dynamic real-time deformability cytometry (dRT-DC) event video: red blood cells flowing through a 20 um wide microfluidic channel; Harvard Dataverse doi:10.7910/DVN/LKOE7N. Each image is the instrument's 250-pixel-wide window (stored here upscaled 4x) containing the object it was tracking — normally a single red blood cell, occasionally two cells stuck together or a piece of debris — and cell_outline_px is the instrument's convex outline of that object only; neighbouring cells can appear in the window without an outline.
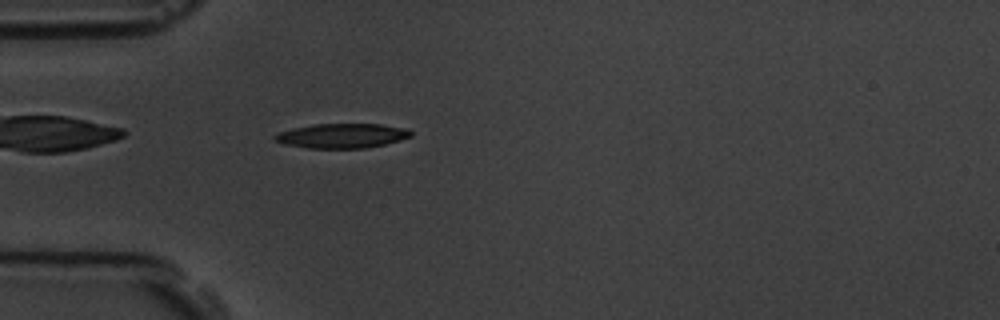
{"species": "common noctule bat (a hibernating species)", "species_latin": "Nyctalus noctula", "temperature_condition": "room temperature", "stored_images_in_passage": 45, "camera_frame_rate_fps": 3000, "um_per_image_px": 0.085, "animal": {"sex": "male", "body_mass_g": 19.5, "forearm_length_mm": 54.6}, "frame": {"image": 1, "passage_image": 4, "time_ms": 1.0, "image_size_px": [1000, 320], "cell_outline_px": [[412, 136], [400, 140], [384, 144], [364, 148], [308, 148], [284, 144], [276, 140], [272, 136], [276, 132], [292, 128], [312, 124], [380, 124], [404, 128], [412, 132]], "centroid_in_image_um": [29.02, 11.53], "position_along_channel_um": 56.0, "area_um2": 19.48}}
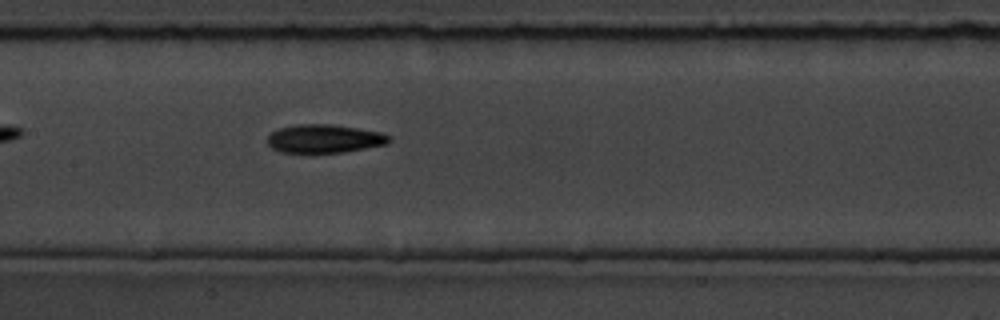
{"frame": {"image": 2, "passage_image": 15, "time_ms": 4.667, "image_size_px": [1000, 320], "cell_outline_px": [[392, 140], [388, 144], [344, 152], [280, 152], [272, 148], [268, 144], [268, 136], [272, 132], [280, 128], [296, 124], [332, 124], [380, 132], [388, 136]], "centroid_in_image_um": [27.57, 11.78], "position_along_channel_um": 179.8, "area_um2": 20.0}}
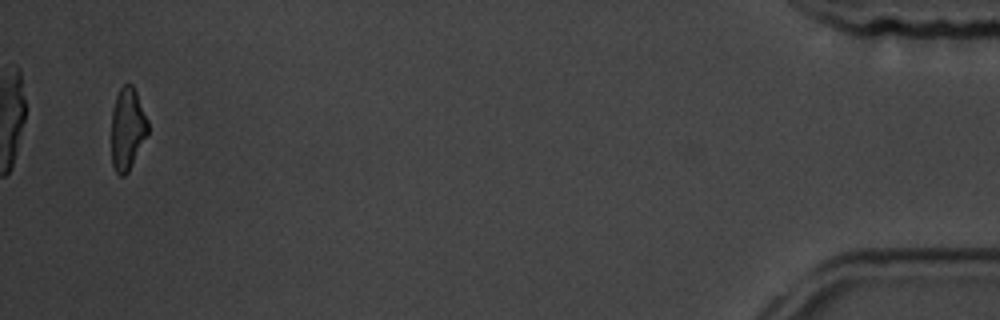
{"frame": {"image": 3, "passage_image": 43, "time_ms": 14.0, "image_size_px": [1000, 320], "cell_outline_px": [[148, 136], [128, 172], [124, 176], [120, 176], [116, 172], [112, 164], [112, 108], [116, 96], [120, 88], [124, 84], [132, 84], [136, 92], [148, 120]], "centroid_in_image_um": [10.84, 10.96], "position_along_channel_um": 424.4, "area_um2": 17.57}, "authors_computed_cell_mechanics": {"area_um2": 19.4786, "velocity_mm_per_s": 3.5423, "shape_relaxation_time_tau1_ms": 3.8902, "shape_relaxation_time_tau2_ms": 4.8737, "deformation_change_tau1": 0.1514, "deformation_change_tau2": 0.1383}}